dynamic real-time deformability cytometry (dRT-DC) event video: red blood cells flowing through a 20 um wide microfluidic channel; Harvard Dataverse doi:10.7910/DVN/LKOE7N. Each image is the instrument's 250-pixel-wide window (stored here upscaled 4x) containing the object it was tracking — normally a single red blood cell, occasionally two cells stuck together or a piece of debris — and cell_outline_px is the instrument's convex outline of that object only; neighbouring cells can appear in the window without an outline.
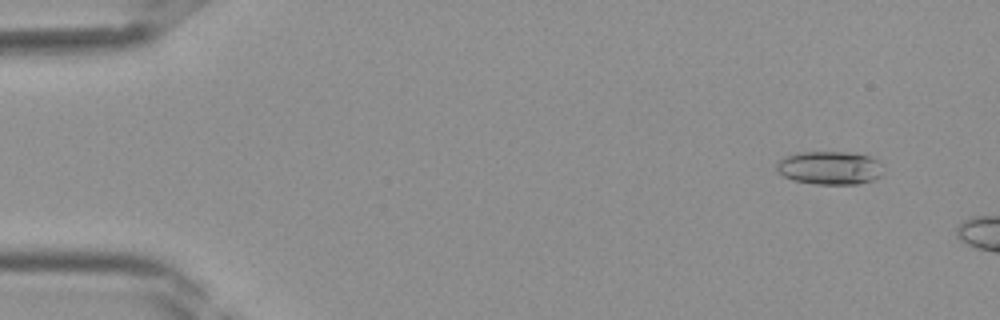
{"species": "Egyptian fruit bat (a non-hibernating species)", "species_latin": "Rousettus aegyptiacus", "temperature_condition": "room temperature", "stored_images_in_passage": 8, "camera_frame_rate_fps": 3000, "um_per_image_px": 0.085, "frame": {"image": 1, "passage_image": 4, "time_ms": 1.0, "image_size_px": [1000, 320], "cell_outline_px": [[884, 172], [880, 176], [872, 180], [856, 184], [816, 184], [796, 180], [784, 176], [776, 168], [776, 164], [784, 156], [796, 152], [848, 152], [868, 156], [876, 160], [880, 164]], "centroid_in_image_um": [70.52, 14.26], "position_along_channel_um": 14.5, "area_um2": 20.58}}